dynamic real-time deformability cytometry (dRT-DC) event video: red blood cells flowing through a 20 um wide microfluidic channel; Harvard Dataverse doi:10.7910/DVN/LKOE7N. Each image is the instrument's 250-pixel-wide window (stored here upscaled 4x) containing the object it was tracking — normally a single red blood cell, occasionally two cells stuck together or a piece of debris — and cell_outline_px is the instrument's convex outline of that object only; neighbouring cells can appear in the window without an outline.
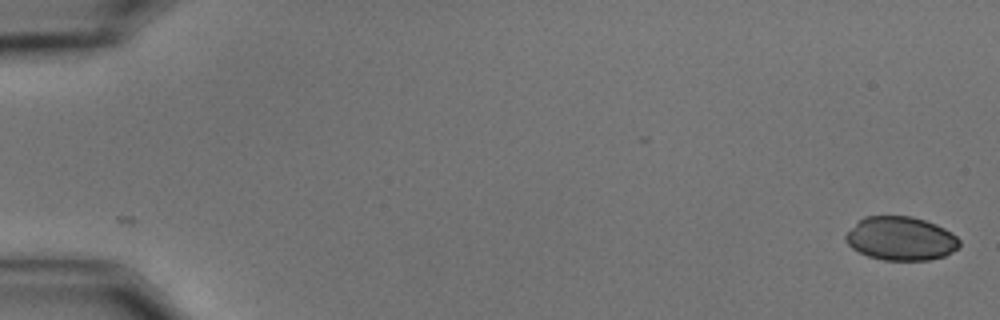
{"species": "common noctule bat (a hibernating species)", "species_latin": "Nyctalus noctula", "temperature_condition": "cold", "stored_images_in_passage": 57, "camera_frame_rate_fps": 3000, "um_per_image_px": 0.085, "animal": {"sex": "male", "body_mass_g": 15.6}, "frame": {"image": 1, "passage_image": 1, "time_ms": 0.0, "image_size_px": [1000, 320], "cell_outline_px": [[960, 244], [956, 248], [944, 256], [928, 260], [884, 260], [868, 256], [852, 248], [844, 240], [844, 236], [864, 216], [912, 216], [936, 224], [952, 232], [960, 240]], "centroid_in_image_um": [76.57, 20.27], "position_along_channel_um": 8.4, "area_um2": 28.78}}
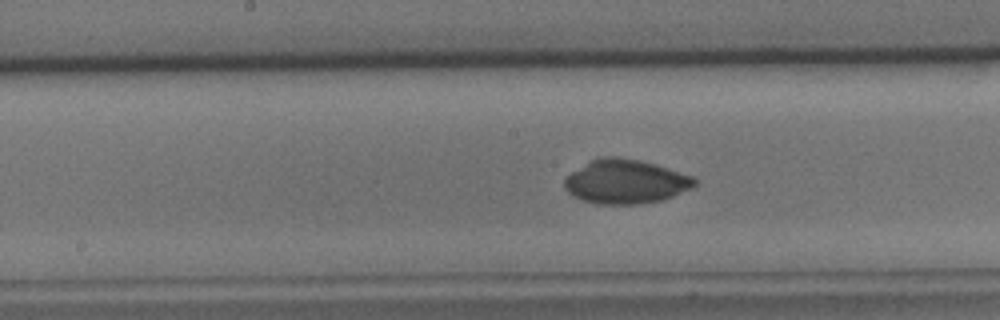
{"frame": {"image": 2, "passage_image": 30, "time_ms": 9.667, "image_size_px": [1000, 320], "cell_outline_px": [[696, 184], [692, 188], [672, 196], [660, 200], [640, 204], [600, 204], [580, 200], [572, 196], [564, 188], [564, 180], [572, 172], [592, 160], [600, 156], [616, 156], [640, 160], [656, 164], [692, 176], [696, 180]], "centroid_in_image_um": [53.16, 15.44], "position_along_channel_um": 195.0, "area_um2": 33.35}}
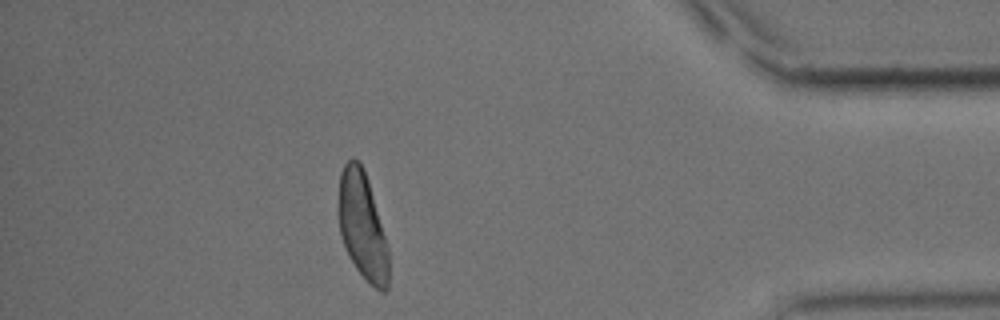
{"frame": {"image": 3, "passage_image": 51, "time_ms": 16.667, "image_size_px": [1000, 320], "cell_outline_px": [[388, 288], [384, 292], [380, 292], [356, 268], [348, 256], [340, 236], [340, 172], [344, 164], [352, 156], [360, 160], [364, 168], [368, 180], [388, 248]], "centroid_in_image_um": [30.81, 19.18], "position_along_channel_um": 404.4, "area_um2": 30.81}}